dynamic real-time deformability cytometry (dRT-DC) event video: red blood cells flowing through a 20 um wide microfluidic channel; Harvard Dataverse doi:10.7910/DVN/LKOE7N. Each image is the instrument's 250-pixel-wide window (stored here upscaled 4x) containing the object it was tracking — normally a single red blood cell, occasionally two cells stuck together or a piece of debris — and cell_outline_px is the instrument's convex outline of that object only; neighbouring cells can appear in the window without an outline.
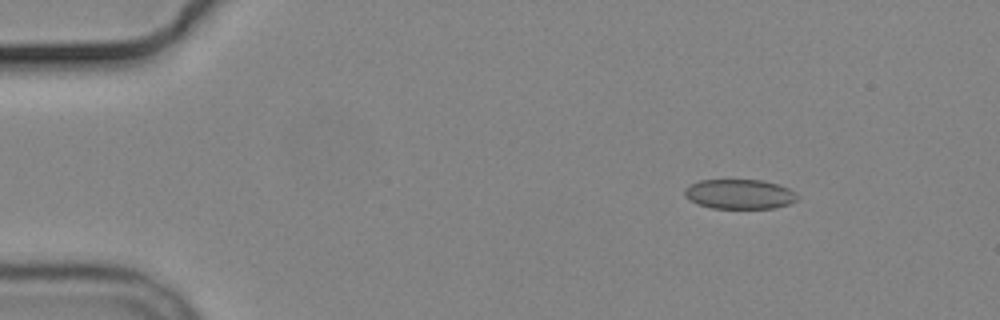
{"species": "common noctule bat (a hibernating species)", "species_latin": "Nyctalus noctula", "temperature_condition": "cold", "stored_images_in_passage": 7, "camera_frame_rate_fps": 3000, "um_per_image_px": 0.085, "animal": {"sex": "male", "body_mass_g": 19.2, "forearm_length_mm": 51.8}, "frame": {"image": 1, "passage_image": 1, "time_ms": 0.0, "image_size_px": [1000, 320], "cell_outline_px": [[800, 196], [796, 200], [788, 204], [776, 208], [712, 208], [696, 204], [684, 196], [684, 188], [700, 180], [764, 180], [788, 188]], "centroid_in_image_um": [62.85, 16.5], "position_along_channel_um": 22.2, "area_um2": 19.54}}
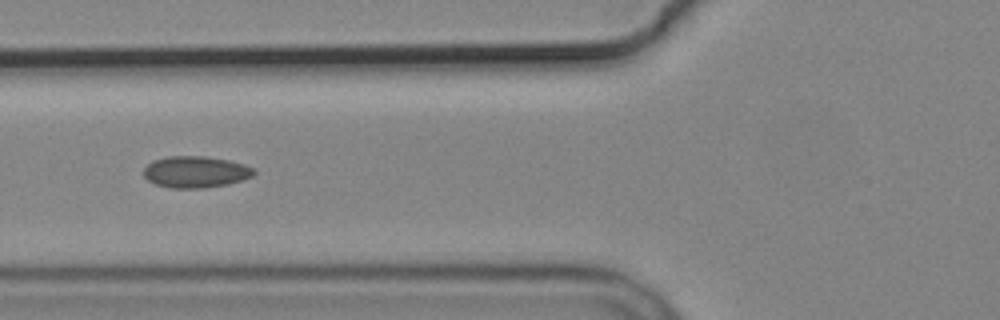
{"frame": {"image": 2, "passage_image": 5, "time_ms": 4.667, "image_size_px": [1000, 320], "cell_outline_px": [[256, 172], [252, 176], [244, 180], [228, 184], [204, 188], [168, 188], [156, 184], [148, 180], [144, 176], [144, 168], [152, 160], [168, 156], [204, 156], [228, 160], [244, 164], [256, 168]], "centroid_in_image_um": [16.65, 14.61], "position_along_channel_um": 109.2, "area_um2": 20.46}}
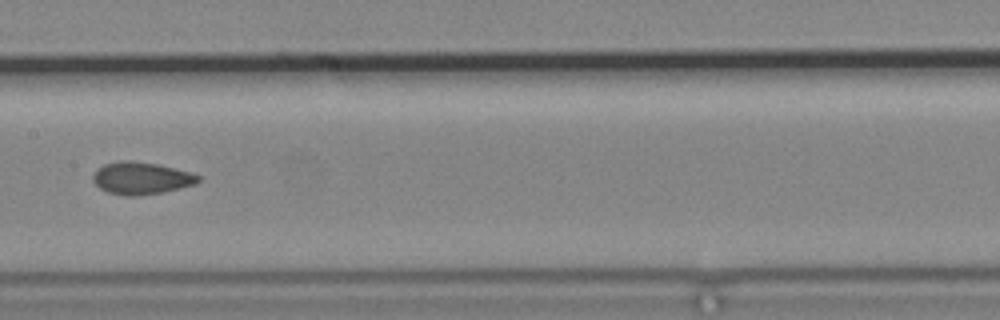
{"frame": {"image": 3, "passage_image": 7, "time_ms": 7.0, "image_size_px": [1000, 320], "cell_outline_px": [[200, 180], [196, 184], [164, 192], [136, 196], [124, 196], [108, 192], [100, 188], [92, 180], [92, 176], [96, 168], [104, 164], [120, 160], [128, 160], [160, 164], [188, 172], [200, 176]], "centroid_in_image_um": [11.98, 15.14], "position_along_channel_um": 195.4, "area_um2": 19.94}}